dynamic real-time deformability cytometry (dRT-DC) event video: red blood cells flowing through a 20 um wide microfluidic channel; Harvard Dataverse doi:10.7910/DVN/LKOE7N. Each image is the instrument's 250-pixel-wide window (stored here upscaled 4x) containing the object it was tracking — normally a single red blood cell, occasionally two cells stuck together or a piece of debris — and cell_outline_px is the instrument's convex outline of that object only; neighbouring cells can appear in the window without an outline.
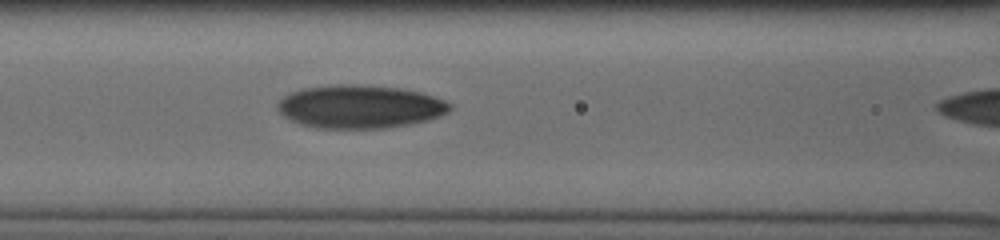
{"species": "human", "species_latin": "Homo sapiens", "temperature_condition": "cold", "stored_images_in_passage": 42, "camera_frame_rate_fps": 3000, "um_per_image_px": 0.085, "donor": {"sex": "male"}, "frame": {"image": 1, "passage_image": 22, "time_ms": 7.0, "image_size_px": [1000, 240], "cell_outline_px": [[452, 108], [448, 112], [440, 116], [428, 120], [408, 124], [384, 128], [316, 128], [300, 124], [284, 116], [276, 108], [276, 104], [284, 96], [292, 92], [304, 88], [340, 84], [352, 84], [396, 88], [420, 92], [444, 100], [452, 104]], "centroid_in_image_um": [30.59, 9.07], "position_along_channel_um": 136.0, "area_um2": 43.12}}
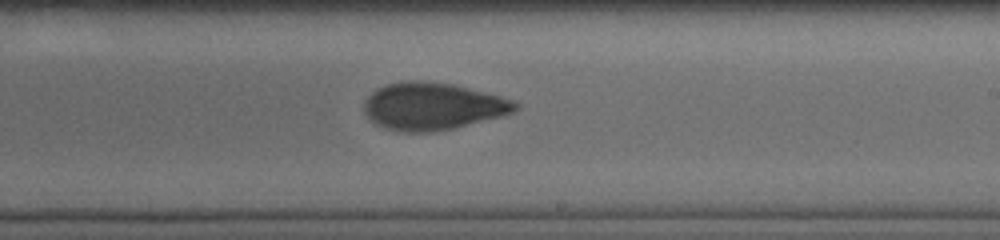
{"frame": {"image": 2, "passage_image": 31, "time_ms": 10.0, "image_size_px": [1000, 240], "cell_outline_px": [[520, 108], [512, 112], [500, 116], [452, 128], [428, 132], [404, 132], [384, 128], [376, 124], [364, 112], [364, 100], [376, 88], [384, 84], [404, 80], [420, 80], [452, 84], [500, 96], [512, 100], [520, 104]], "centroid_in_image_um": [36.73, 9.02], "position_along_channel_um": 252.3, "area_um2": 41.5}}
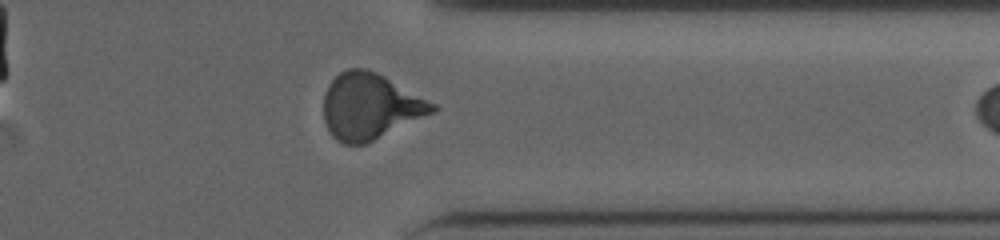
{"frame": {"image": 3, "passage_image": 41, "time_ms": 13.333, "image_size_px": [1000, 240], "cell_outline_px": [[440, 108], [436, 112], [364, 144], [344, 144], [336, 140], [332, 136], [324, 120], [324, 96], [328, 84], [340, 72], [348, 68], [368, 68], [384, 76], [436, 104]], "centroid_in_image_um": [31.46, 9.03], "position_along_channel_um": 379.9, "area_um2": 41.73}}